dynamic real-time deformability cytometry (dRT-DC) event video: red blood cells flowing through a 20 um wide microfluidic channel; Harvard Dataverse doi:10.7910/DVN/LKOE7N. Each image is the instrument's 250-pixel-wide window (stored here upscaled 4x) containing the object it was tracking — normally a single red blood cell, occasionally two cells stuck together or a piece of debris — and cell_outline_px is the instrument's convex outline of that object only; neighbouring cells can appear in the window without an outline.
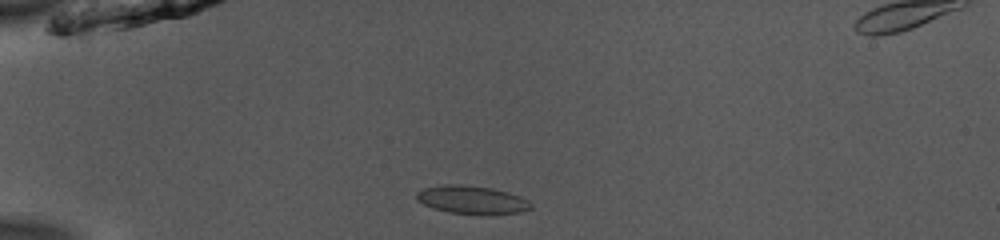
{"species": "common noctule bat (a hibernating species)", "species_latin": "Nyctalus noctula", "temperature_condition": "room temperature", "stored_images_in_passage": 38, "camera_frame_rate_fps": 3000, "um_per_image_px": 0.085, "animal": {"sex": "male", "body_mass_g": 13.0, "forearm_length_mm": 53.1}, "frame": {"image": 1, "passage_image": 1, "time_ms": 0.0, "image_size_px": [1000, 240], "cell_outline_px": [[532, 208], [520, 212], [480, 216], [448, 212], [432, 208], [416, 200], [416, 192], [424, 188], [444, 184], [460, 184], [492, 188], [508, 192], [520, 196], [528, 200], [532, 204]], "centroid_in_image_um": [40.11, 17.0], "position_along_channel_um": 44.9, "area_um2": 19.19}}
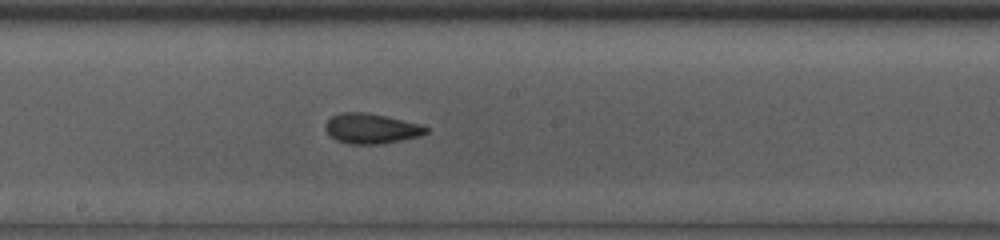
{"frame": {"image": 2, "passage_image": 16, "time_ms": 5.0, "image_size_px": [1000, 240], "cell_outline_px": [[428, 132], [420, 136], [384, 144], [348, 144], [336, 140], [324, 128], [324, 124], [332, 116], [344, 112], [364, 112], [424, 124], [428, 128]], "centroid_in_image_um": [31.59, 10.93], "position_along_channel_um": 216.6, "area_um2": 17.74}}
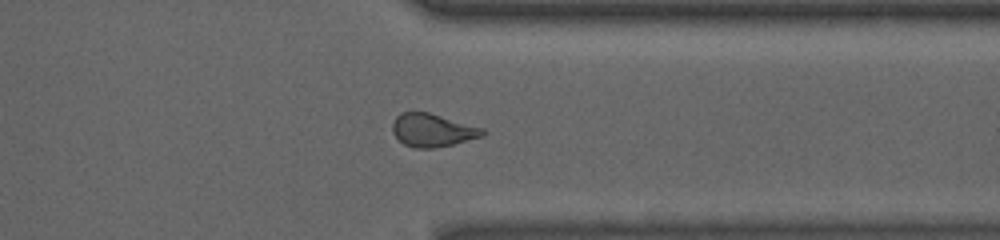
{"frame": {"image": 3, "passage_image": 28, "time_ms": 9.0, "image_size_px": [1000, 240], "cell_outline_px": [[488, 132], [484, 136], [452, 144], [432, 148], [416, 148], [404, 144], [392, 132], [392, 124], [396, 116], [400, 112], [428, 112], [484, 128]], "centroid_in_image_um": [36.78, 11.06], "position_along_channel_um": 374.6, "area_um2": 17.34}, "authors_computed_cell_mechanics": {"area_um2": 18.0336, "velocity_mm_per_s": 3.9597, "shape_relaxation_time_tau1_ms": 4.1183, "shape_relaxation_time_tau2_ms": 2.1151, "deformation_change_tau1": 0.1138, "deformation_change_tau2": 0.0638}}